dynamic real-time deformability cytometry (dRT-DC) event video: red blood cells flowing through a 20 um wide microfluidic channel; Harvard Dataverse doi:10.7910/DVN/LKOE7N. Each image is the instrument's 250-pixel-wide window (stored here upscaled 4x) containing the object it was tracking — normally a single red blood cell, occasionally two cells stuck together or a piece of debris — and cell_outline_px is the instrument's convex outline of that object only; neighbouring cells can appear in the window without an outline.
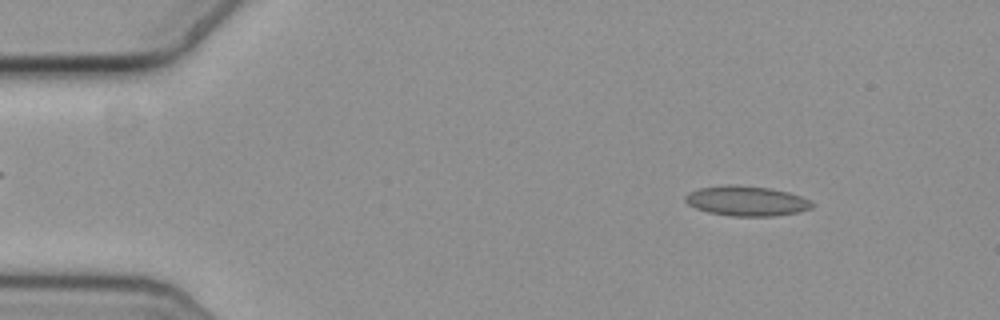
{"species": "common noctule bat (a hibernating species)", "species_latin": "Nyctalus noctula", "temperature_condition": "cold", "stored_images_in_passage": 56, "camera_frame_rate_fps": 3000, "um_per_image_px": 0.085, "animal": {"sex": "female", "body_mass_g": 19.3, "forearm_length_mm": 54.1}, "frame": {"image": 1, "passage_image": 7, "time_ms": 2.0, "image_size_px": [1000, 320], "cell_outline_px": [[812, 208], [796, 212], [772, 216], [732, 216], [708, 212], [696, 208], [688, 204], [684, 200], [684, 196], [688, 192], [700, 188], [768, 188], [788, 192], [800, 196], [808, 200], [812, 204]], "centroid_in_image_um": [63.45, 17.13], "position_along_channel_um": 21.5, "area_um2": 20.87}}
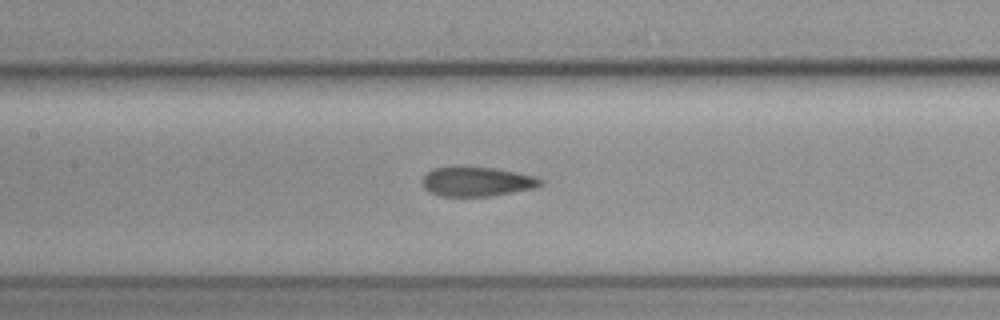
{"frame": {"image": 2, "passage_image": 26, "time_ms": 8.333, "image_size_px": [1000, 320], "cell_outline_px": [[544, 184], [536, 188], [488, 196], [440, 196], [428, 192], [424, 188], [424, 176], [428, 172], [436, 168], [496, 168], [536, 176], [544, 180]], "centroid_in_image_um": [40.61, 15.46], "position_along_channel_um": 166.8, "area_um2": 19.94}}
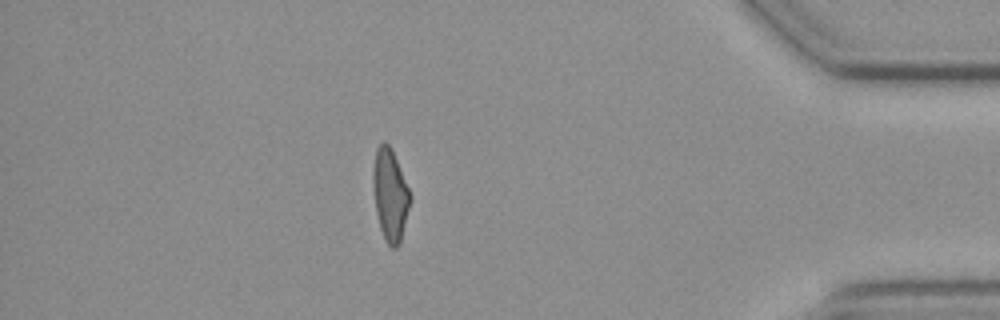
{"frame": {"image": 3, "passage_image": 49, "time_ms": 16.0, "image_size_px": [1000, 320], "cell_outline_px": [[412, 200], [400, 244], [396, 248], [392, 248], [384, 240], [380, 228], [376, 212], [372, 180], [372, 172], [376, 148], [384, 140], [392, 148], [412, 196]], "centroid_in_image_um": [33.17, 16.57], "position_along_channel_um": 402.0, "area_um2": 20.29}, "authors_computed_cell_mechanics": {"area_um2": 20.4323, "velocity_mm_per_s": 3.6454, "shape_relaxation_time_tau1_ms": null, "shape_relaxation_time_tau2_ms": 4.2965, "deformation_change_tau1": null, "deformation_change_tau2": 0.0964}}